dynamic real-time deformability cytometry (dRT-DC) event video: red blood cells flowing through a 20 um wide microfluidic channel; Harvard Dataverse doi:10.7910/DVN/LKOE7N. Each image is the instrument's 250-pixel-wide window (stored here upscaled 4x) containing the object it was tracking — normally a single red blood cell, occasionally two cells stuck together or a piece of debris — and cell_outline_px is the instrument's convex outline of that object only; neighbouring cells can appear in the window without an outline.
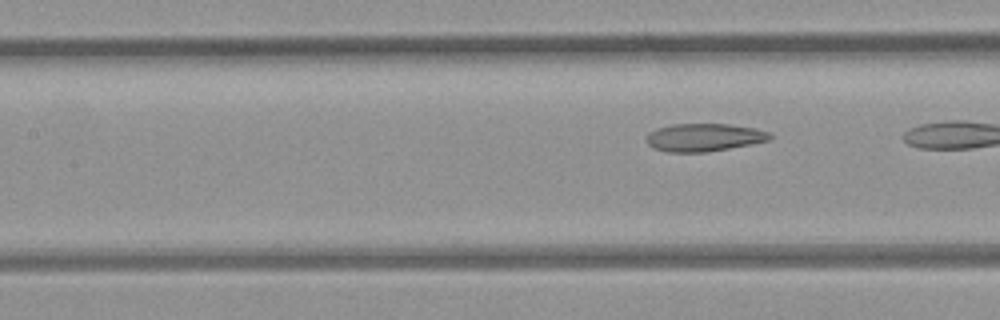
{"species": "common noctule bat (a hibernating species)", "species_latin": "Nyctalus noctula", "temperature_condition": "room temperature", "stored_images_in_passage": 8, "segment_of_instrument_passage": [2, 2], "camera_frame_rate_fps": 3000, "um_per_image_px": 0.085, "animal": {"sex": "female", "body_mass_g": 21.9}, "frame": {"image": 1, "passage_image": 8, "time_ms": 9.0, "image_size_px": [1000, 320], "cell_outline_px": [[772, 136], [768, 140], [728, 148], [704, 152], [668, 152], [652, 148], [648, 144], [648, 132], [656, 128], [672, 124], [728, 124], [756, 128], [768, 132]], "centroid_in_image_um": [59.8, 11.67], "position_along_channel_um": 147.6, "area_um2": 19.83}}